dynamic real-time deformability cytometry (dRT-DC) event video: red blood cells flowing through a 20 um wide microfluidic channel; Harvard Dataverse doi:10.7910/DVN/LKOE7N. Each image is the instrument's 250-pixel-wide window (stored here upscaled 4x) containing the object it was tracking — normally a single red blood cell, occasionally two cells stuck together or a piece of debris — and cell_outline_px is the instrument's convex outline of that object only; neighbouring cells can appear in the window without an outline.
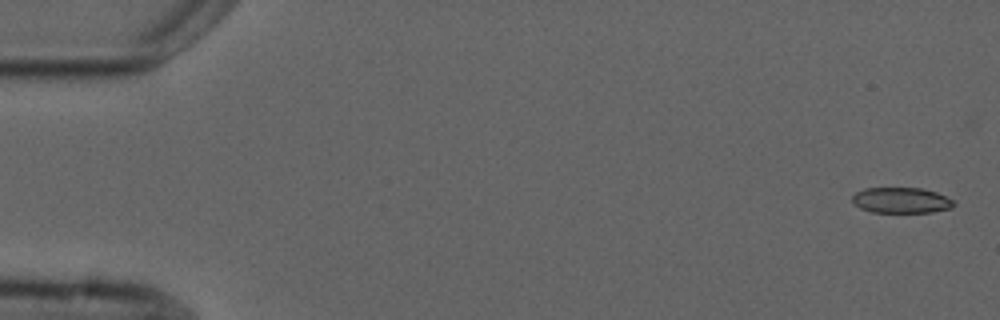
{"species": "common noctule bat (a hibernating species)", "species_latin": "Nyctalus noctula", "temperature_condition": "cold", "stored_images_in_passage": 4, "camera_frame_rate_fps": 3000, "um_per_image_px": 0.085, "animal": {"sex": "male", "forearm_length_mm": 52.5}, "frame": {"image": 1, "passage_image": 1, "time_ms": 0.0, "image_size_px": [1000, 320], "cell_outline_px": [[956, 204], [952, 208], [932, 212], [872, 212], [860, 208], [852, 200], [852, 196], [856, 192], [864, 188], [920, 188], [936, 192], [952, 200]], "centroid_in_image_um": [76.6, 17.02], "position_along_channel_um": 8.4, "area_um2": 15.09}}